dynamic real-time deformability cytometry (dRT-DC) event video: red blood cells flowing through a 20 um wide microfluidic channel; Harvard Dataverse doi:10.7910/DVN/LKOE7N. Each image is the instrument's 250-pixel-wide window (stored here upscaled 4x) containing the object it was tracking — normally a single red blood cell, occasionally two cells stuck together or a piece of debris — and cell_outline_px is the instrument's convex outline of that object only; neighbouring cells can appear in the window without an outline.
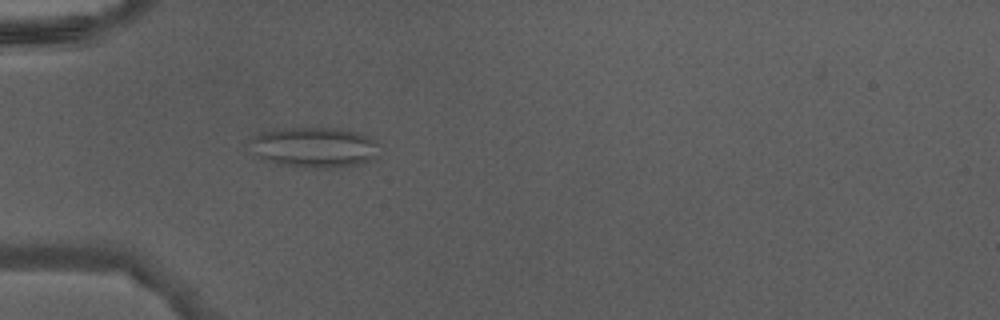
{"species": "Egyptian fruit bat (a non-hibernating species)", "species_latin": "Rousettus aegyptiacus", "temperature_condition": "warm", "stored_images_in_passage": 38, "camera_frame_rate_fps": 3000, "um_per_image_px": 0.085, "animal": {"sex": "male"}, "frame": {"image": 1, "passage_image": 7, "time_ms": 2.0, "image_size_px": [1000, 320], "cell_outline_px": [[380, 156], [372, 160], [360, 164], [332, 168], [300, 168], [276, 164], [264, 160], [256, 156], [252, 140], [260, 132], [284, 128], [340, 128], [360, 132], [376, 140]], "centroid_in_image_um": [26.8, 12.54], "position_along_channel_um": 58.2, "area_um2": 30.87}}
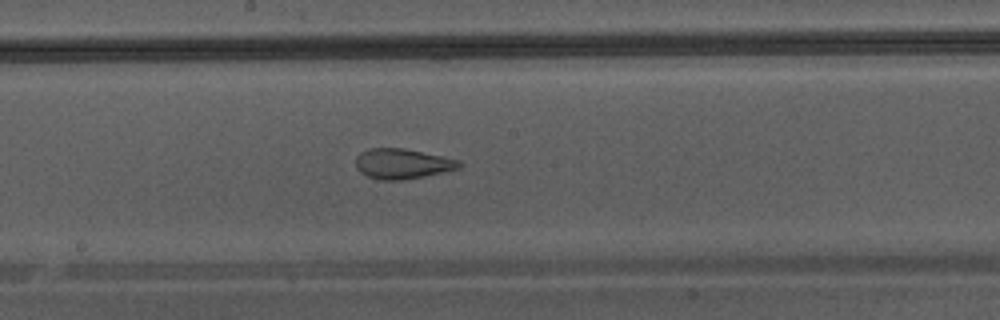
{"frame": {"image": 2, "passage_image": 18, "time_ms": 5.667, "image_size_px": [1000, 320], "cell_outline_px": [[464, 164], [460, 168], [424, 176], [404, 180], [380, 180], [368, 176], [360, 172], [356, 168], [356, 156], [360, 152], [368, 148], [404, 148], [460, 160]], "centroid_in_image_um": [34.19, 13.91], "position_along_channel_um": 214.0, "area_um2": 18.26}}
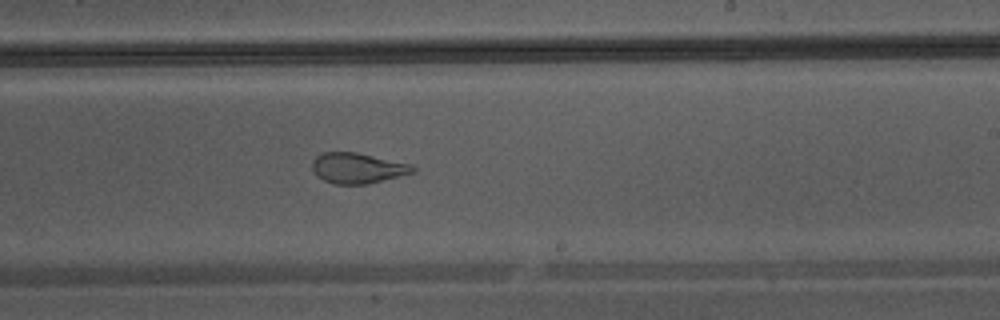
{"frame": {"image": 3, "passage_image": 21, "time_ms": 6.667, "image_size_px": [1000, 320], "cell_outline_px": [[416, 172], [368, 184], [336, 184], [324, 180], [312, 168], [312, 160], [316, 156], [324, 152], [356, 152], [412, 164], [416, 168]], "centroid_in_image_um": [30.44, 14.28], "position_along_channel_um": 258.6, "area_um2": 17.8}}